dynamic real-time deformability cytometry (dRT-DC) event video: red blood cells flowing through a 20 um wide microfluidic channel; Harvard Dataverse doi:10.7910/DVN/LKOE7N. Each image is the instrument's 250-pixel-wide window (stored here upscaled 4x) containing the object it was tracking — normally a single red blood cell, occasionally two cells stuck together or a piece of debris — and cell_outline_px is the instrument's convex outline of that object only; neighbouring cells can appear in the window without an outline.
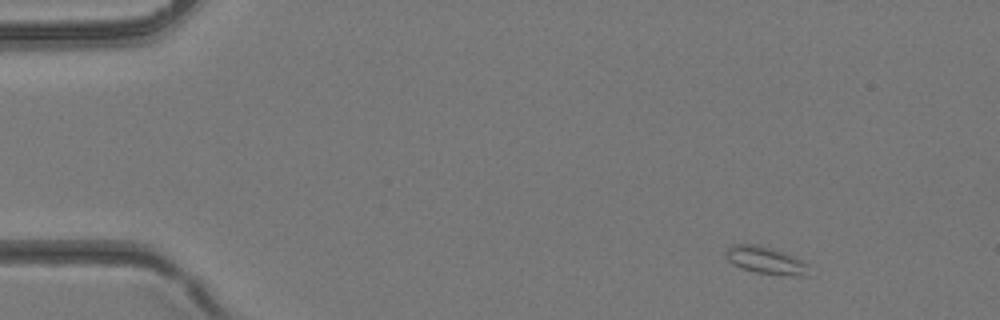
{"species": "common noctule bat (a hibernating species)", "species_latin": "Nyctalus noctula", "temperature_condition": "room temperature", "stored_images_in_passage": 3, "camera_frame_rate_fps": 3000, "um_per_image_px": 0.085, "animal": {"sex": "female", "body_mass_g": 24.6, "forearm_length_mm": 56.2}, "frame": {"image": 1, "passage_image": 2, "time_ms": 0.333, "image_size_px": [1000, 320], "cell_outline_px": [[812, 276], [800, 276], [756, 272], [732, 264], [728, 260], [724, 252], [732, 244], [756, 244], [784, 252], [808, 264]], "centroid_in_image_um": [65.11, 22.13], "position_along_channel_um": 19.9, "area_um2": 13.12}}